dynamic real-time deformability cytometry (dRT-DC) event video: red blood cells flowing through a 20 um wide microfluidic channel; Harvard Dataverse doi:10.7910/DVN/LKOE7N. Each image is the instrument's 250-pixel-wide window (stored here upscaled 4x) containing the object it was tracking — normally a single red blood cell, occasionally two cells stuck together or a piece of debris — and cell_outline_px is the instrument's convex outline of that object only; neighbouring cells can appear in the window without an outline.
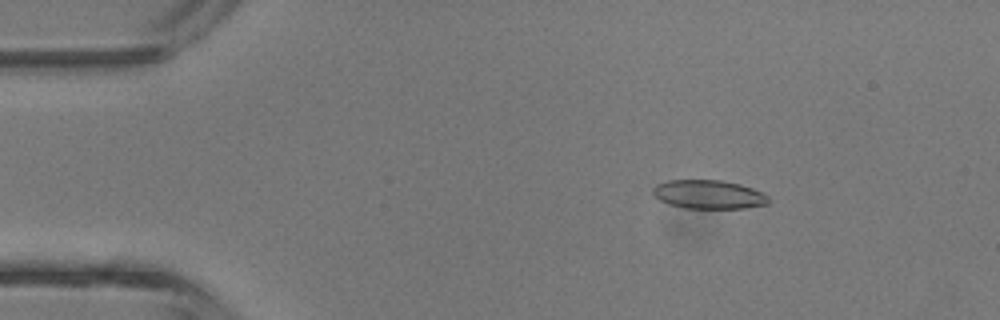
{"species": "common noctule bat (a hibernating species)", "species_latin": "Nyctalus noctula", "temperature_condition": "room temperature", "stored_images_in_passage": 39, "camera_frame_rate_fps": 3000, "um_per_image_px": 0.085, "animal": {"sex": "male", "body_mass_g": 13.3}, "frame": {"image": 1, "passage_image": 3, "time_ms": 0.667, "image_size_px": [1000, 320], "cell_outline_px": [[768, 204], [744, 208], [684, 208], [668, 204], [660, 200], [652, 192], [652, 188], [656, 184], [668, 180], [720, 180], [740, 184], [752, 188], [768, 196]], "centroid_in_image_um": [60.2, 16.52], "position_along_channel_um": 24.8, "area_um2": 19.31}}
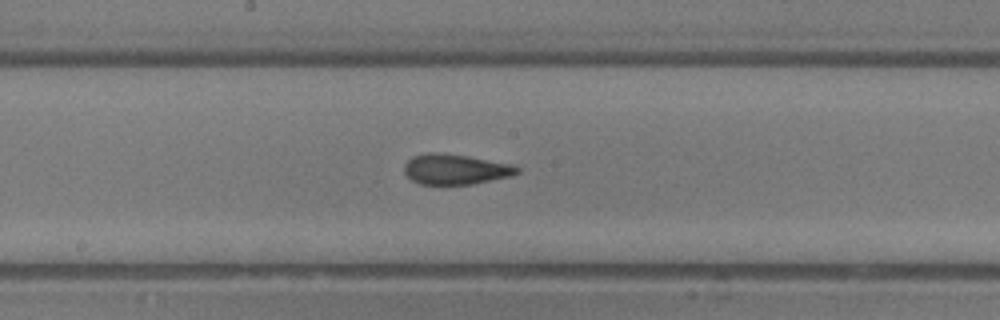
{"frame": {"image": 2, "passage_image": 19, "time_ms": 6.0, "image_size_px": [1000, 320], "cell_outline_px": [[520, 172], [512, 176], [472, 184], [420, 184], [412, 180], [404, 172], [404, 164], [412, 156], [424, 152], [440, 152], [468, 156], [516, 164], [520, 168]], "centroid_in_image_um": [38.74, 14.37], "position_along_channel_um": 209.5, "area_um2": 20.29}}
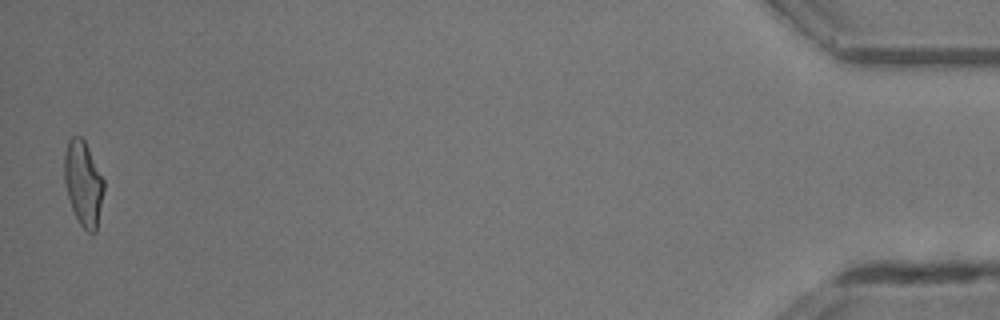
{"frame": {"image": 3, "passage_image": 39, "time_ms": 12.667, "image_size_px": [1000, 320], "cell_outline_px": [[104, 192], [96, 232], [88, 232], [80, 224], [72, 208], [68, 196], [64, 180], [64, 156], [68, 140], [72, 136], [80, 136], [84, 140], [104, 180]], "centroid_in_image_um": [7.08, 15.58], "position_along_channel_um": 428.1, "area_um2": 19.36}, "authors_computed_cell_mechanics": {"area_um2": 19.8254, "velocity_mm_per_s": 4.7563, "shape_relaxation_time_tau1_ms": 4.5882, "shape_relaxation_time_tau2_ms": 1.175, "deformation_change_tau1": 0.1972, "deformation_change_tau2": 0.0942}}